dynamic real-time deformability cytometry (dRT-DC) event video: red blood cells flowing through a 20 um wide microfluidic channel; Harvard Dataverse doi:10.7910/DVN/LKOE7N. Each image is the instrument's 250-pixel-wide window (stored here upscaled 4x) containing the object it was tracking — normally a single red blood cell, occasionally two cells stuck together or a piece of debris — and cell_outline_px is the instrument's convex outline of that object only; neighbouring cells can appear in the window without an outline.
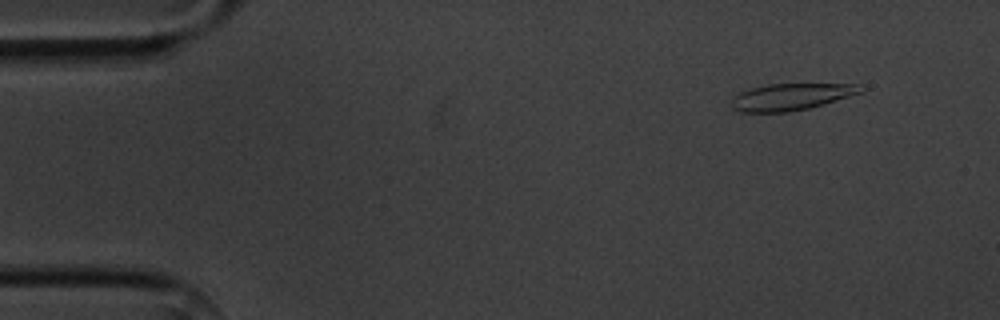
{"species": "common noctule bat (a hibernating species)", "species_latin": "Nyctalus noctula", "temperature_condition": "cold", "stored_images_in_passage": 4, "camera_frame_rate_fps": 3000, "um_per_image_px": 0.085, "animal": {"sex": "male", "body_mass_g": 20.1, "forearm_length_mm": 53.5}, "frame": {"image": 1, "passage_image": 1, "time_ms": 0.0, "image_size_px": [1000, 320], "cell_outline_px": [[868, 88], [864, 92], [824, 104], [808, 108], [788, 112], [744, 112], [732, 108], [732, 100], [740, 92], [752, 88], [768, 84], [856, 84]], "centroid_in_image_um": [67.32, 8.22], "position_along_channel_um": 17.7, "area_um2": 20.06}}